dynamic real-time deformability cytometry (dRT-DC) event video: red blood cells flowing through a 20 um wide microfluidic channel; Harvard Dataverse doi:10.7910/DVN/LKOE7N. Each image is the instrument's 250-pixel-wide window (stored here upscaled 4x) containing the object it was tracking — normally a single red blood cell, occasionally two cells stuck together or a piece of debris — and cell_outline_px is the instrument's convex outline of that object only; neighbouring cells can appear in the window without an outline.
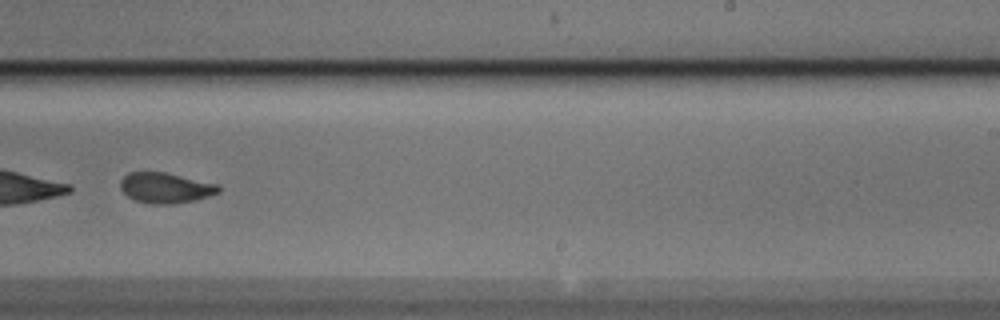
{"species": "Egyptian fruit bat (a non-hibernating species)", "species_latin": "Rousettus aegyptiacus", "temperature_condition": "cold", "stored_images_in_passage": 53, "segment_of_instrument_passage": [2, 2], "camera_frame_rate_fps": 3000, "um_per_image_px": 0.085, "animal": {"sex": "male"}, "frame": {"image": 1, "passage_image": 34, "time_ms": 11.0, "image_size_px": [1000, 320], "cell_outline_px": [[220, 192], [196, 200], [172, 204], [152, 204], [136, 200], [128, 196], [120, 188], [120, 180], [128, 172], [164, 172], [220, 184]], "centroid_in_image_um": [14.09, 15.96], "position_along_channel_um": 274.9, "area_um2": 17.46}}